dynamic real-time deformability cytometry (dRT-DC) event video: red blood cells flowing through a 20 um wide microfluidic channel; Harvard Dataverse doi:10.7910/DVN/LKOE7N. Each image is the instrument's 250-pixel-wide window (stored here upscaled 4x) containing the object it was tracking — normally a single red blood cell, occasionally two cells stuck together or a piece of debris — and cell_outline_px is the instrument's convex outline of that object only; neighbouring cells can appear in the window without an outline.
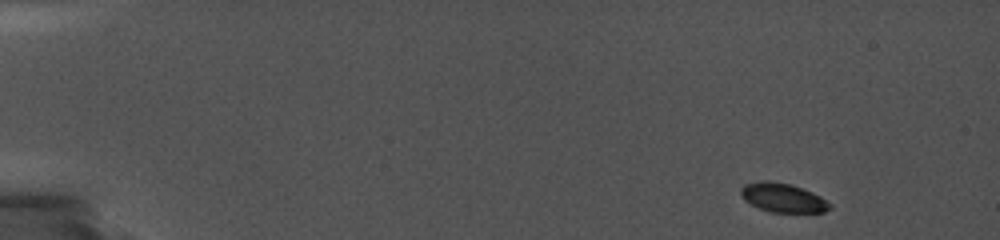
{"species": "common noctule bat (a hibernating species)", "species_latin": "Nyctalus noctula", "temperature_condition": "cold", "stored_images_in_passage": 17, "camera_frame_rate_fps": 5000, "um_per_image_px": 0.085, "animal": {"sex": "female", "body_mass_g": 19.0, "forearm_length_mm": 56.7}, "frame": {"image": 1, "passage_image": 1, "time_ms": 0.0, "image_size_px": [1000, 240], "cell_outline_px": [[832, 208], [824, 212], [772, 212], [760, 208], [744, 200], [740, 196], [740, 188], [744, 184], [760, 180], [768, 180], [792, 184], [812, 192], [820, 196], [832, 204]], "centroid_in_image_um": [66.54, 16.79], "position_along_channel_um": 18.5, "area_um2": 15.2}}
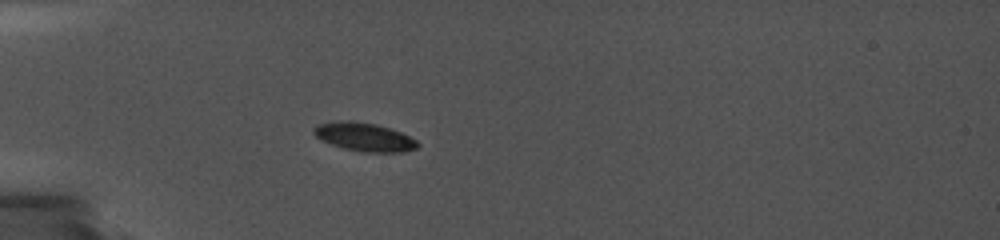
{"frame": {"image": 2, "passage_image": 9, "time_ms": 4.2, "image_size_px": [1000, 240], "cell_outline_px": [[420, 144], [416, 148], [404, 152], [360, 152], [344, 148], [332, 144], [316, 136], [312, 132], [312, 128], [316, 124], [340, 120], [352, 120], [376, 124], [400, 132], [416, 140]], "centroid_in_image_um": [30.94, 11.63], "position_along_channel_um": 54.1, "area_um2": 17.22}}
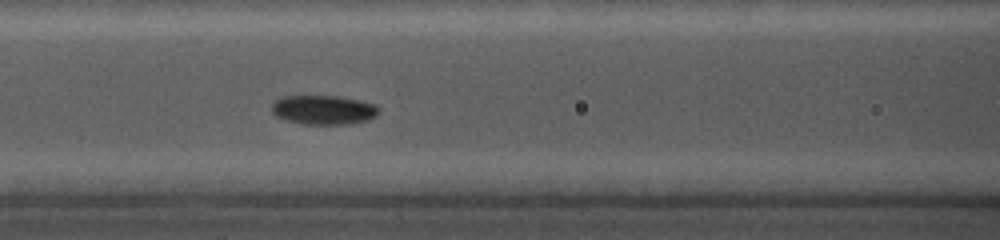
{"frame": {"image": 3, "passage_image": 15, "time_ms": 7.0, "image_size_px": [1000, 240], "cell_outline_px": [[380, 112], [376, 116], [368, 120], [352, 124], [300, 124], [276, 116], [272, 112], [272, 104], [280, 96], [336, 96], [376, 104], [380, 108]], "centroid_in_image_um": [27.52, 9.34], "position_along_channel_um": 139.1, "area_um2": 18.32}}